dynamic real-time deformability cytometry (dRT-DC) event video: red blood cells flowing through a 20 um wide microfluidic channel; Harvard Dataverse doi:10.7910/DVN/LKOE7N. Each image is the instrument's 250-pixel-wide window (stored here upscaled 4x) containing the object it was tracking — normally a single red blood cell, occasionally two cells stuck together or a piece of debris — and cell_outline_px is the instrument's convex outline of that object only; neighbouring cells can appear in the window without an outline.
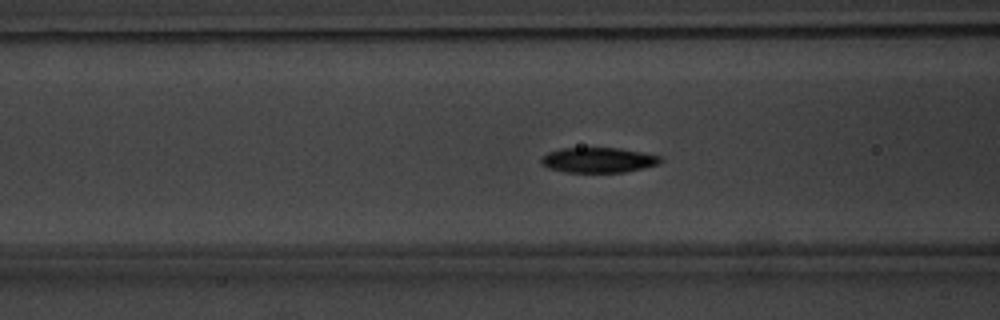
{"species": "common noctule bat (a hibernating species)", "species_latin": "Nyctalus noctula", "temperature_condition": "warm", "stored_images_in_passage": 43, "camera_frame_rate_fps": 3000, "um_per_image_px": 0.085, "animal": {"sex": "male", "body_mass_g": 20.1, "forearm_length_mm": 53.5}, "frame": {"image": 1, "passage_image": 10, "time_ms": 3.0, "image_size_px": [1000, 320], "cell_outline_px": [[664, 160], [660, 164], [624, 172], [564, 172], [548, 168], [540, 164], [540, 160], [548, 152], [560, 148], [620, 148], [660, 156]], "centroid_in_image_um": [50.85, 13.6], "position_along_channel_um": 115.8, "area_um2": 17.51}}
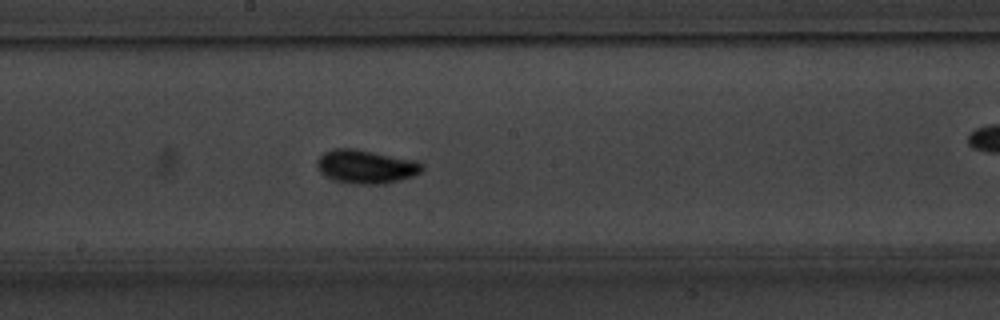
{"frame": {"image": 2, "passage_image": 18, "time_ms": 5.667, "image_size_px": [1000, 320], "cell_outline_px": [[424, 168], [420, 172], [412, 176], [400, 180], [384, 184], [356, 184], [336, 180], [320, 172], [316, 164], [316, 160], [324, 152], [336, 148], [356, 148], [416, 160], [424, 164]], "centroid_in_image_um": [31.13, 14.15], "position_along_channel_um": 217.1, "area_um2": 20.63}}
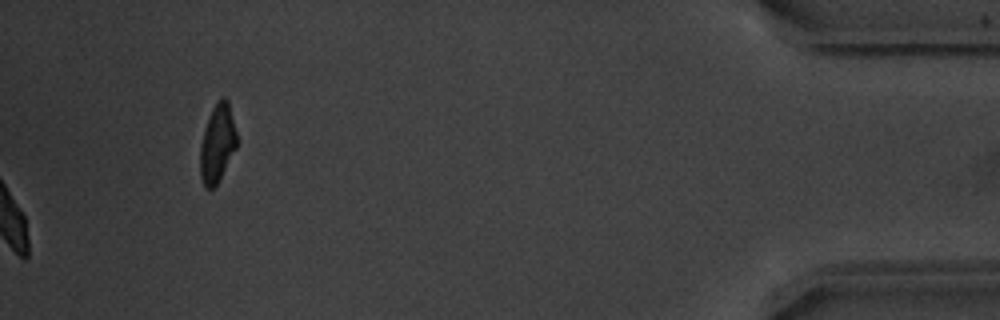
{"frame": {"image": 3, "passage_image": 43, "time_ms": 14.0, "image_size_px": [1000, 320], "cell_outline_px": [[236, 148], [216, 184], [212, 188], [208, 188], [204, 184], [200, 176], [200, 144], [212, 108], [224, 96], [228, 100], [236, 132]], "centroid_in_image_um": [18.47, 12.18], "position_along_channel_um": 416.7, "area_um2": 16.07}, "authors_computed_cell_mechanics": {"area_um2": 17.629, "velocity_mm_per_s": 3.794, "shape_relaxation_time_tau1_ms": 2.0613, "shape_relaxation_time_tau2_ms": 1.9301, "deformation_change_tau1": 0.1294, "deformation_change_tau2": 0.0558}}